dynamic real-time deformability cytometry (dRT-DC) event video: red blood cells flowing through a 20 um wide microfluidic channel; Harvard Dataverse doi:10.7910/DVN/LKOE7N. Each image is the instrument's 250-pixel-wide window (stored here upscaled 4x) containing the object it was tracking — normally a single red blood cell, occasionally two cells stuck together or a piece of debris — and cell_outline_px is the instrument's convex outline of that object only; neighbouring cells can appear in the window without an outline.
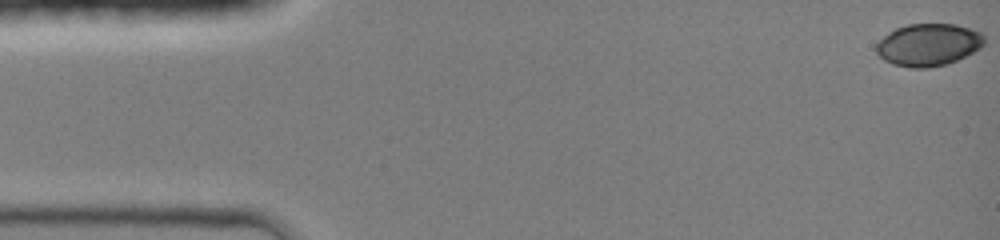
{"species": "common noctule bat (a hibernating species)", "species_latin": "Nyctalus noctula", "temperature_condition": "room temperature", "stored_images_in_passage": 44, "camera_frame_rate_fps": 3000, "um_per_image_px": 0.085, "animal": {"sex": "female", "body_mass_g": 19.0, "forearm_length_mm": 51.5}, "frame": {"image": 1, "passage_image": 1, "time_ms": 0.0, "image_size_px": [1000, 240], "cell_outline_px": [[984, 44], [980, 48], [948, 64], [928, 68], [908, 68], [892, 64], [884, 60], [876, 52], [876, 44], [888, 32], [896, 28], [908, 24], [956, 24], [980, 32], [984, 36]], "centroid_in_image_um": [78.89, 3.81], "position_along_channel_um": 6.1, "area_um2": 26.65}}
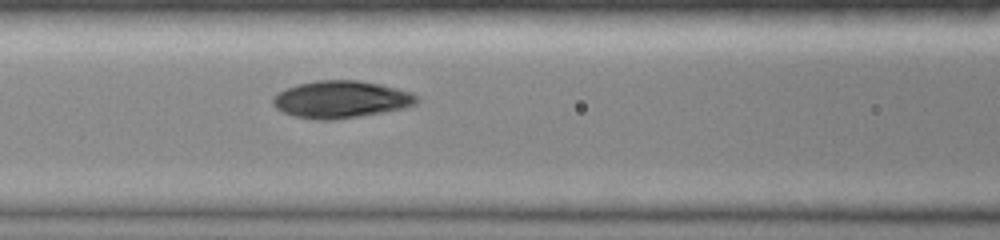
{"frame": {"image": 2, "passage_image": 19, "time_ms": 6.0, "image_size_px": [1000, 240], "cell_outline_px": [[420, 100], [416, 104], [408, 108], [336, 120], [316, 120], [292, 116], [276, 108], [272, 104], [272, 100], [280, 92], [288, 88], [300, 84], [316, 80], [360, 80], [380, 84], [412, 92], [420, 96]], "centroid_in_image_um": [29.06, 8.46], "position_along_channel_um": 137.5, "area_um2": 31.44}}
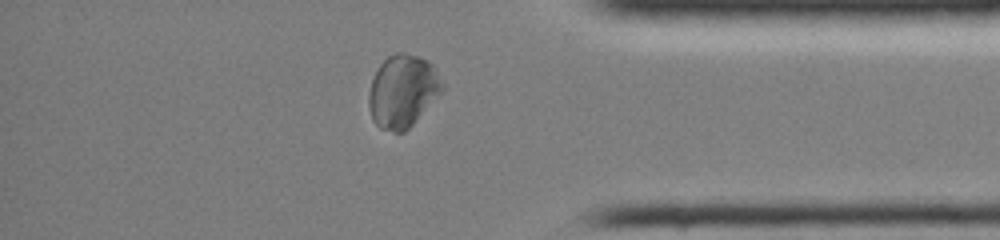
{"frame": {"image": 3, "passage_image": 38, "time_ms": 12.333, "image_size_px": [1000, 240], "cell_outline_px": [[444, 88], [412, 124], [404, 132], [396, 132], [380, 128], [372, 120], [368, 108], [368, 92], [372, 80], [380, 64], [388, 56], [396, 52], [404, 52], [420, 56], [428, 60], [432, 64], [444, 84]], "centroid_in_image_um": [34.2, 7.72], "position_along_channel_um": 401.0, "area_um2": 30.98}}